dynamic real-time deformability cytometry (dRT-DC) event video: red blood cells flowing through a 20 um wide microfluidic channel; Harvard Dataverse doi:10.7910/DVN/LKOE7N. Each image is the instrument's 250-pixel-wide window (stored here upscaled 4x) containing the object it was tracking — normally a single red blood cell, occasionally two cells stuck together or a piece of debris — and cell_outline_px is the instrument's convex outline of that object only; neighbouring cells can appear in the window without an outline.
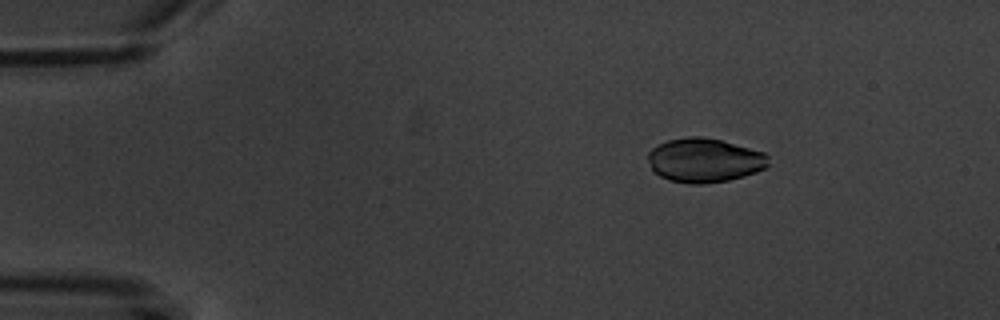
{"species": "common noctule bat (a hibernating species)", "species_latin": "Nyctalus noctula", "temperature_condition": "warm", "stored_images_in_passage": 6, "camera_frame_rate_fps": 3000, "um_per_image_px": 0.085, "animal": {"sex": "male", "body_mass_g": 20.1, "forearm_length_mm": 53.5}, "frame": {"image": 1, "passage_image": 3, "time_ms": 2.333, "image_size_px": [1000, 320], "cell_outline_px": [[768, 168], [744, 176], [728, 180], [704, 184], [688, 184], [668, 180], [652, 172], [648, 160], [648, 152], [656, 144], [668, 140], [688, 136], [700, 136], [720, 140], [764, 152], [768, 156]], "centroid_in_image_um": [59.85, 13.63], "position_along_channel_um": 25.2, "area_um2": 31.27}}